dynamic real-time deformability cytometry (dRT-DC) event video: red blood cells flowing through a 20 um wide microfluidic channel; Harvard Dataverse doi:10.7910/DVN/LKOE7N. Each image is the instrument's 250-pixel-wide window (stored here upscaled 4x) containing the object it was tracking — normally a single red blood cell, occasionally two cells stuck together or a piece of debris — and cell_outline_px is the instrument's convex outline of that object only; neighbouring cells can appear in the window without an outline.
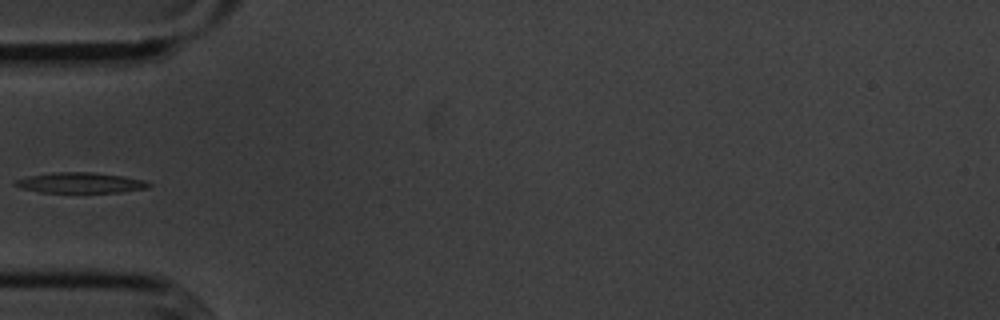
{"species": "common noctule bat (a hibernating species)", "species_latin": "Nyctalus noctula", "temperature_condition": "cold", "stored_images_in_passage": 4, "camera_frame_rate_fps": 3000, "um_per_image_px": 0.085, "animal": {"sex": "male", "body_mass_g": 20.1, "forearm_length_mm": 53.5}, "frame": {"image": 1, "passage_image": 4, "time_ms": 4.333, "image_size_px": [1000, 320], "cell_outline_px": [[152, 184], [148, 188], [120, 192], [40, 192], [20, 188], [12, 184], [16, 180], [28, 176], [52, 172], [92, 172], [124, 176], [144, 180]], "centroid_in_image_um": [6.82, 15.53], "position_along_channel_um": 78.2, "area_um2": 15.95}}